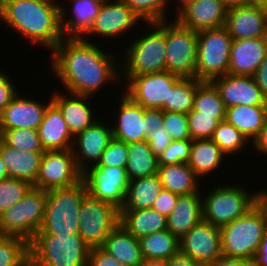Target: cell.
I'll list each match as a JSON object with an SVG mask.
<instances>
[{"instance_id":"obj_1","label":"cell","mask_w":267,"mask_h":266,"mask_svg":"<svg viewBox=\"0 0 267 266\" xmlns=\"http://www.w3.org/2000/svg\"><path fill=\"white\" fill-rule=\"evenodd\" d=\"M50 53L52 72L67 93L92 97L109 82L120 81L116 55L89 38L64 37Z\"/></svg>"},{"instance_id":"obj_2","label":"cell","mask_w":267,"mask_h":266,"mask_svg":"<svg viewBox=\"0 0 267 266\" xmlns=\"http://www.w3.org/2000/svg\"><path fill=\"white\" fill-rule=\"evenodd\" d=\"M60 6L53 0H6L0 20L31 44L52 51L64 38Z\"/></svg>"},{"instance_id":"obj_3","label":"cell","mask_w":267,"mask_h":266,"mask_svg":"<svg viewBox=\"0 0 267 266\" xmlns=\"http://www.w3.org/2000/svg\"><path fill=\"white\" fill-rule=\"evenodd\" d=\"M150 25L144 36L131 41L122 58L120 72L124 78L166 71V20ZM152 28V29H151ZM123 67V69H122Z\"/></svg>"},{"instance_id":"obj_4","label":"cell","mask_w":267,"mask_h":266,"mask_svg":"<svg viewBox=\"0 0 267 266\" xmlns=\"http://www.w3.org/2000/svg\"><path fill=\"white\" fill-rule=\"evenodd\" d=\"M46 193L44 220L35 235L78 234L80 207L88 193L84 180L70 187L57 188Z\"/></svg>"},{"instance_id":"obj_5","label":"cell","mask_w":267,"mask_h":266,"mask_svg":"<svg viewBox=\"0 0 267 266\" xmlns=\"http://www.w3.org/2000/svg\"><path fill=\"white\" fill-rule=\"evenodd\" d=\"M90 248L79 234L35 235L30 266H87Z\"/></svg>"},{"instance_id":"obj_6","label":"cell","mask_w":267,"mask_h":266,"mask_svg":"<svg viewBox=\"0 0 267 266\" xmlns=\"http://www.w3.org/2000/svg\"><path fill=\"white\" fill-rule=\"evenodd\" d=\"M266 230L264 213L256 204L240 218L220 227L222 256L253 261Z\"/></svg>"},{"instance_id":"obj_7","label":"cell","mask_w":267,"mask_h":266,"mask_svg":"<svg viewBox=\"0 0 267 266\" xmlns=\"http://www.w3.org/2000/svg\"><path fill=\"white\" fill-rule=\"evenodd\" d=\"M46 202V191L32 187L0 215V237L18 238L30 245L43 223Z\"/></svg>"},{"instance_id":"obj_8","label":"cell","mask_w":267,"mask_h":266,"mask_svg":"<svg viewBox=\"0 0 267 266\" xmlns=\"http://www.w3.org/2000/svg\"><path fill=\"white\" fill-rule=\"evenodd\" d=\"M232 185H218L202 199L204 221L220 228L240 218L256 205L260 191L248 193L243 185Z\"/></svg>"},{"instance_id":"obj_9","label":"cell","mask_w":267,"mask_h":266,"mask_svg":"<svg viewBox=\"0 0 267 266\" xmlns=\"http://www.w3.org/2000/svg\"><path fill=\"white\" fill-rule=\"evenodd\" d=\"M232 41L224 26L197 32V80L211 81L228 74Z\"/></svg>"},{"instance_id":"obj_10","label":"cell","mask_w":267,"mask_h":266,"mask_svg":"<svg viewBox=\"0 0 267 266\" xmlns=\"http://www.w3.org/2000/svg\"><path fill=\"white\" fill-rule=\"evenodd\" d=\"M120 224V209L87 193L79 212L78 234L89 248L101 247Z\"/></svg>"},{"instance_id":"obj_11","label":"cell","mask_w":267,"mask_h":266,"mask_svg":"<svg viewBox=\"0 0 267 266\" xmlns=\"http://www.w3.org/2000/svg\"><path fill=\"white\" fill-rule=\"evenodd\" d=\"M197 32L166 20V71L181 78H195Z\"/></svg>"},{"instance_id":"obj_12","label":"cell","mask_w":267,"mask_h":266,"mask_svg":"<svg viewBox=\"0 0 267 266\" xmlns=\"http://www.w3.org/2000/svg\"><path fill=\"white\" fill-rule=\"evenodd\" d=\"M72 150L45 151L34 188L49 191L75 185L82 180Z\"/></svg>"},{"instance_id":"obj_13","label":"cell","mask_w":267,"mask_h":266,"mask_svg":"<svg viewBox=\"0 0 267 266\" xmlns=\"http://www.w3.org/2000/svg\"><path fill=\"white\" fill-rule=\"evenodd\" d=\"M82 179L92 197L121 209L130 183L124 167L93 165L83 172Z\"/></svg>"},{"instance_id":"obj_14","label":"cell","mask_w":267,"mask_h":266,"mask_svg":"<svg viewBox=\"0 0 267 266\" xmlns=\"http://www.w3.org/2000/svg\"><path fill=\"white\" fill-rule=\"evenodd\" d=\"M180 78L168 71L136 75L125 78L123 93L145 109H161L168 101L169 91Z\"/></svg>"},{"instance_id":"obj_15","label":"cell","mask_w":267,"mask_h":266,"mask_svg":"<svg viewBox=\"0 0 267 266\" xmlns=\"http://www.w3.org/2000/svg\"><path fill=\"white\" fill-rule=\"evenodd\" d=\"M140 18L131 10L123 0H109L103 2L99 14L95 17L89 30L81 37L101 36L104 38H117L125 35L131 29L140 26Z\"/></svg>"},{"instance_id":"obj_16","label":"cell","mask_w":267,"mask_h":266,"mask_svg":"<svg viewBox=\"0 0 267 266\" xmlns=\"http://www.w3.org/2000/svg\"><path fill=\"white\" fill-rule=\"evenodd\" d=\"M180 251L203 266H209L221 256L220 228L203 219L180 239Z\"/></svg>"},{"instance_id":"obj_17","label":"cell","mask_w":267,"mask_h":266,"mask_svg":"<svg viewBox=\"0 0 267 266\" xmlns=\"http://www.w3.org/2000/svg\"><path fill=\"white\" fill-rule=\"evenodd\" d=\"M109 126L104 122L101 123L99 119L74 136L71 150L77 167L82 173L90 166L97 165L113 138L112 129Z\"/></svg>"},{"instance_id":"obj_18","label":"cell","mask_w":267,"mask_h":266,"mask_svg":"<svg viewBox=\"0 0 267 266\" xmlns=\"http://www.w3.org/2000/svg\"><path fill=\"white\" fill-rule=\"evenodd\" d=\"M224 27L232 40L267 37V6L246 4L227 9Z\"/></svg>"},{"instance_id":"obj_19","label":"cell","mask_w":267,"mask_h":266,"mask_svg":"<svg viewBox=\"0 0 267 266\" xmlns=\"http://www.w3.org/2000/svg\"><path fill=\"white\" fill-rule=\"evenodd\" d=\"M226 108L238 105L267 106L253 76L226 74L211 80Z\"/></svg>"},{"instance_id":"obj_20","label":"cell","mask_w":267,"mask_h":266,"mask_svg":"<svg viewBox=\"0 0 267 266\" xmlns=\"http://www.w3.org/2000/svg\"><path fill=\"white\" fill-rule=\"evenodd\" d=\"M175 14L180 25L198 32L224 26L227 8L219 0H191Z\"/></svg>"},{"instance_id":"obj_21","label":"cell","mask_w":267,"mask_h":266,"mask_svg":"<svg viewBox=\"0 0 267 266\" xmlns=\"http://www.w3.org/2000/svg\"><path fill=\"white\" fill-rule=\"evenodd\" d=\"M41 103L38 100L22 97L17 93L0 113V129H36L43 120L47 106L52 102Z\"/></svg>"},{"instance_id":"obj_22","label":"cell","mask_w":267,"mask_h":266,"mask_svg":"<svg viewBox=\"0 0 267 266\" xmlns=\"http://www.w3.org/2000/svg\"><path fill=\"white\" fill-rule=\"evenodd\" d=\"M120 95L122 96L119 100L117 119L111 127L113 138L125 143L145 141L147 130L144 120V107L133 102L124 93Z\"/></svg>"},{"instance_id":"obj_23","label":"cell","mask_w":267,"mask_h":266,"mask_svg":"<svg viewBox=\"0 0 267 266\" xmlns=\"http://www.w3.org/2000/svg\"><path fill=\"white\" fill-rule=\"evenodd\" d=\"M267 54V37L233 40L228 74L253 76Z\"/></svg>"},{"instance_id":"obj_24","label":"cell","mask_w":267,"mask_h":266,"mask_svg":"<svg viewBox=\"0 0 267 266\" xmlns=\"http://www.w3.org/2000/svg\"><path fill=\"white\" fill-rule=\"evenodd\" d=\"M61 93V94H60ZM51 101L59 108L66 124L73 136L90 127L97 117L93 115L92 108L88 100L91 96L62 93L61 91L52 93ZM95 116V117H94Z\"/></svg>"},{"instance_id":"obj_25","label":"cell","mask_w":267,"mask_h":266,"mask_svg":"<svg viewBox=\"0 0 267 266\" xmlns=\"http://www.w3.org/2000/svg\"><path fill=\"white\" fill-rule=\"evenodd\" d=\"M44 151L69 150L74 136L71 134L59 108L51 102L38 128Z\"/></svg>"},{"instance_id":"obj_26","label":"cell","mask_w":267,"mask_h":266,"mask_svg":"<svg viewBox=\"0 0 267 266\" xmlns=\"http://www.w3.org/2000/svg\"><path fill=\"white\" fill-rule=\"evenodd\" d=\"M72 4L60 6L61 29L64 37H82L99 14L102 0H70ZM65 6V7H64ZM68 10L73 14L69 15ZM72 10V11H71ZM68 12V13H67ZM67 15V16H66ZM73 16V17H72ZM66 17V18H65Z\"/></svg>"},{"instance_id":"obj_27","label":"cell","mask_w":267,"mask_h":266,"mask_svg":"<svg viewBox=\"0 0 267 266\" xmlns=\"http://www.w3.org/2000/svg\"><path fill=\"white\" fill-rule=\"evenodd\" d=\"M200 193L179 195L174 209L167 217V230L179 239L203 219Z\"/></svg>"},{"instance_id":"obj_28","label":"cell","mask_w":267,"mask_h":266,"mask_svg":"<svg viewBox=\"0 0 267 266\" xmlns=\"http://www.w3.org/2000/svg\"><path fill=\"white\" fill-rule=\"evenodd\" d=\"M43 153L18 150L0 140V155L8 177L24 180L31 185L35 183L38 176Z\"/></svg>"},{"instance_id":"obj_29","label":"cell","mask_w":267,"mask_h":266,"mask_svg":"<svg viewBox=\"0 0 267 266\" xmlns=\"http://www.w3.org/2000/svg\"><path fill=\"white\" fill-rule=\"evenodd\" d=\"M101 248L125 266H141L144 261L139 239L120 224L110 232Z\"/></svg>"},{"instance_id":"obj_30","label":"cell","mask_w":267,"mask_h":266,"mask_svg":"<svg viewBox=\"0 0 267 266\" xmlns=\"http://www.w3.org/2000/svg\"><path fill=\"white\" fill-rule=\"evenodd\" d=\"M225 121L245 135L251 143L267 121V106L238 105L226 108Z\"/></svg>"},{"instance_id":"obj_31","label":"cell","mask_w":267,"mask_h":266,"mask_svg":"<svg viewBox=\"0 0 267 266\" xmlns=\"http://www.w3.org/2000/svg\"><path fill=\"white\" fill-rule=\"evenodd\" d=\"M120 225L135 238L167 230V217L152 208L120 210Z\"/></svg>"},{"instance_id":"obj_32","label":"cell","mask_w":267,"mask_h":266,"mask_svg":"<svg viewBox=\"0 0 267 266\" xmlns=\"http://www.w3.org/2000/svg\"><path fill=\"white\" fill-rule=\"evenodd\" d=\"M225 153L211 139L192 140L190 156L187 164L201 180L214 173L226 157ZM224 157V158H223Z\"/></svg>"},{"instance_id":"obj_33","label":"cell","mask_w":267,"mask_h":266,"mask_svg":"<svg viewBox=\"0 0 267 266\" xmlns=\"http://www.w3.org/2000/svg\"><path fill=\"white\" fill-rule=\"evenodd\" d=\"M157 175L163 189L178 195L200 191V179L187 163L158 165Z\"/></svg>"},{"instance_id":"obj_34","label":"cell","mask_w":267,"mask_h":266,"mask_svg":"<svg viewBox=\"0 0 267 266\" xmlns=\"http://www.w3.org/2000/svg\"><path fill=\"white\" fill-rule=\"evenodd\" d=\"M163 186L157 174L130 180L125 201L120 210L151 208Z\"/></svg>"},{"instance_id":"obj_35","label":"cell","mask_w":267,"mask_h":266,"mask_svg":"<svg viewBox=\"0 0 267 266\" xmlns=\"http://www.w3.org/2000/svg\"><path fill=\"white\" fill-rule=\"evenodd\" d=\"M126 171L130 180L157 174L158 158L153 154L146 141L130 142Z\"/></svg>"},{"instance_id":"obj_36","label":"cell","mask_w":267,"mask_h":266,"mask_svg":"<svg viewBox=\"0 0 267 266\" xmlns=\"http://www.w3.org/2000/svg\"><path fill=\"white\" fill-rule=\"evenodd\" d=\"M144 260H168L180 251V239L168 230L139 239Z\"/></svg>"},{"instance_id":"obj_37","label":"cell","mask_w":267,"mask_h":266,"mask_svg":"<svg viewBox=\"0 0 267 266\" xmlns=\"http://www.w3.org/2000/svg\"><path fill=\"white\" fill-rule=\"evenodd\" d=\"M193 110L198 111L199 115H214V118L220 122L225 121L226 107L217 88L211 81L196 79Z\"/></svg>"},{"instance_id":"obj_38","label":"cell","mask_w":267,"mask_h":266,"mask_svg":"<svg viewBox=\"0 0 267 266\" xmlns=\"http://www.w3.org/2000/svg\"><path fill=\"white\" fill-rule=\"evenodd\" d=\"M195 93L196 78H180L169 91L168 101L161 109L188 114L193 109Z\"/></svg>"},{"instance_id":"obj_39","label":"cell","mask_w":267,"mask_h":266,"mask_svg":"<svg viewBox=\"0 0 267 266\" xmlns=\"http://www.w3.org/2000/svg\"><path fill=\"white\" fill-rule=\"evenodd\" d=\"M218 147L229 157L232 154H237L246 147L250 141L248 138L239 132L233 125L222 121L218 127L213 131L210 138Z\"/></svg>"},{"instance_id":"obj_40","label":"cell","mask_w":267,"mask_h":266,"mask_svg":"<svg viewBox=\"0 0 267 266\" xmlns=\"http://www.w3.org/2000/svg\"><path fill=\"white\" fill-rule=\"evenodd\" d=\"M0 266H30L29 244L18 238L0 237Z\"/></svg>"},{"instance_id":"obj_41","label":"cell","mask_w":267,"mask_h":266,"mask_svg":"<svg viewBox=\"0 0 267 266\" xmlns=\"http://www.w3.org/2000/svg\"><path fill=\"white\" fill-rule=\"evenodd\" d=\"M1 140L8 146L22 151L45 152L36 129H0Z\"/></svg>"},{"instance_id":"obj_42","label":"cell","mask_w":267,"mask_h":266,"mask_svg":"<svg viewBox=\"0 0 267 266\" xmlns=\"http://www.w3.org/2000/svg\"><path fill=\"white\" fill-rule=\"evenodd\" d=\"M144 23L168 20L167 5L172 0H123ZM167 17V18H166Z\"/></svg>"},{"instance_id":"obj_43","label":"cell","mask_w":267,"mask_h":266,"mask_svg":"<svg viewBox=\"0 0 267 266\" xmlns=\"http://www.w3.org/2000/svg\"><path fill=\"white\" fill-rule=\"evenodd\" d=\"M33 186L20 179L6 178L0 181V215L20 201Z\"/></svg>"},{"instance_id":"obj_44","label":"cell","mask_w":267,"mask_h":266,"mask_svg":"<svg viewBox=\"0 0 267 266\" xmlns=\"http://www.w3.org/2000/svg\"><path fill=\"white\" fill-rule=\"evenodd\" d=\"M191 139H210L220 121L214 115H199L193 109L187 114Z\"/></svg>"},{"instance_id":"obj_45","label":"cell","mask_w":267,"mask_h":266,"mask_svg":"<svg viewBox=\"0 0 267 266\" xmlns=\"http://www.w3.org/2000/svg\"><path fill=\"white\" fill-rule=\"evenodd\" d=\"M163 126L172 141L191 139L187 114L164 111Z\"/></svg>"},{"instance_id":"obj_46","label":"cell","mask_w":267,"mask_h":266,"mask_svg":"<svg viewBox=\"0 0 267 266\" xmlns=\"http://www.w3.org/2000/svg\"><path fill=\"white\" fill-rule=\"evenodd\" d=\"M128 160L127 143L112 138L104 150L97 166L126 167Z\"/></svg>"},{"instance_id":"obj_47","label":"cell","mask_w":267,"mask_h":266,"mask_svg":"<svg viewBox=\"0 0 267 266\" xmlns=\"http://www.w3.org/2000/svg\"><path fill=\"white\" fill-rule=\"evenodd\" d=\"M191 146L192 139L172 141L158 157V165L187 163Z\"/></svg>"},{"instance_id":"obj_48","label":"cell","mask_w":267,"mask_h":266,"mask_svg":"<svg viewBox=\"0 0 267 266\" xmlns=\"http://www.w3.org/2000/svg\"><path fill=\"white\" fill-rule=\"evenodd\" d=\"M145 141L149 144L153 154L158 158L170 145L172 139L163 126L161 129H156L147 134Z\"/></svg>"},{"instance_id":"obj_49","label":"cell","mask_w":267,"mask_h":266,"mask_svg":"<svg viewBox=\"0 0 267 266\" xmlns=\"http://www.w3.org/2000/svg\"><path fill=\"white\" fill-rule=\"evenodd\" d=\"M178 198V194L172 193L166 189H162L151 208L157 211L159 214L168 217L174 209Z\"/></svg>"},{"instance_id":"obj_50","label":"cell","mask_w":267,"mask_h":266,"mask_svg":"<svg viewBox=\"0 0 267 266\" xmlns=\"http://www.w3.org/2000/svg\"><path fill=\"white\" fill-rule=\"evenodd\" d=\"M87 266H125L101 247L90 248Z\"/></svg>"},{"instance_id":"obj_51","label":"cell","mask_w":267,"mask_h":266,"mask_svg":"<svg viewBox=\"0 0 267 266\" xmlns=\"http://www.w3.org/2000/svg\"><path fill=\"white\" fill-rule=\"evenodd\" d=\"M0 69V113L19 92L10 77Z\"/></svg>"},{"instance_id":"obj_52","label":"cell","mask_w":267,"mask_h":266,"mask_svg":"<svg viewBox=\"0 0 267 266\" xmlns=\"http://www.w3.org/2000/svg\"><path fill=\"white\" fill-rule=\"evenodd\" d=\"M144 120L146 125L147 134L156 129L163 127L164 111L162 109H145Z\"/></svg>"},{"instance_id":"obj_53","label":"cell","mask_w":267,"mask_h":266,"mask_svg":"<svg viewBox=\"0 0 267 266\" xmlns=\"http://www.w3.org/2000/svg\"><path fill=\"white\" fill-rule=\"evenodd\" d=\"M253 77L262 93L267 97V54Z\"/></svg>"},{"instance_id":"obj_54","label":"cell","mask_w":267,"mask_h":266,"mask_svg":"<svg viewBox=\"0 0 267 266\" xmlns=\"http://www.w3.org/2000/svg\"><path fill=\"white\" fill-rule=\"evenodd\" d=\"M168 266H203L199 262L194 261L186 254L179 251L167 260Z\"/></svg>"},{"instance_id":"obj_55","label":"cell","mask_w":267,"mask_h":266,"mask_svg":"<svg viewBox=\"0 0 267 266\" xmlns=\"http://www.w3.org/2000/svg\"><path fill=\"white\" fill-rule=\"evenodd\" d=\"M209 266H253V261L244 258L221 256L216 262Z\"/></svg>"},{"instance_id":"obj_56","label":"cell","mask_w":267,"mask_h":266,"mask_svg":"<svg viewBox=\"0 0 267 266\" xmlns=\"http://www.w3.org/2000/svg\"><path fill=\"white\" fill-rule=\"evenodd\" d=\"M253 266H267V230L253 259Z\"/></svg>"},{"instance_id":"obj_57","label":"cell","mask_w":267,"mask_h":266,"mask_svg":"<svg viewBox=\"0 0 267 266\" xmlns=\"http://www.w3.org/2000/svg\"><path fill=\"white\" fill-rule=\"evenodd\" d=\"M253 148L259 153L267 155V121L261 130L260 135L253 141Z\"/></svg>"},{"instance_id":"obj_58","label":"cell","mask_w":267,"mask_h":266,"mask_svg":"<svg viewBox=\"0 0 267 266\" xmlns=\"http://www.w3.org/2000/svg\"><path fill=\"white\" fill-rule=\"evenodd\" d=\"M256 204L261 208L262 212L264 213L267 227V190H260Z\"/></svg>"},{"instance_id":"obj_59","label":"cell","mask_w":267,"mask_h":266,"mask_svg":"<svg viewBox=\"0 0 267 266\" xmlns=\"http://www.w3.org/2000/svg\"><path fill=\"white\" fill-rule=\"evenodd\" d=\"M227 9L248 4V0H219Z\"/></svg>"},{"instance_id":"obj_60","label":"cell","mask_w":267,"mask_h":266,"mask_svg":"<svg viewBox=\"0 0 267 266\" xmlns=\"http://www.w3.org/2000/svg\"><path fill=\"white\" fill-rule=\"evenodd\" d=\"M141 266H168L167 260H144Z\"/></svg>"},{"instance_id":"obj_61","label":"cell","mask_w":267,"mask_h":266,"mask_svg":"<svg viewBox=\"0 0 267 266\" xmlns=\"http://www.w3.org/2000/svg\"><path fill=\"white\" fill-rule=\"evenodd\" d=\"M6 178H9L8 172H7L6 166L4 164V161L2 160V157L0 155V181L4 180Z\"/></svg>"},{"instance_id":"obj_62","label":"cell","mask_w":267,"mask_h":266,"mask_svg":"<svg viewBox=\"0 0 267 266\" xmlns=\"http://www.w3.org/2000/svg\"><path fill=\"white\" fill-rule=\"evenodd\" d=\"M248 4L267 6V0H248Z\"/></svg>"},{"instance_id":"obj_63","label":"cell","mask_w":267,"mask_h":266,"mask_svg":"<svg viewBox=\"0 0 267 266\" xmlns=\"http://www.w3.org/2000/svg\"><path fill=\"white\" fill-rule=\"evenodd\" d=\"M6 0H0V17L2 16L5 9Z\"/></svg>"},{"instance_id":"obj_64","label":"cell","mask_w":267,"mask_h":266,"mask_svg":"<svg viewBox=\"0 0 267 266\" xmlns=\"http://www.w3.org/2000/svg\"><path fill=\"white\" fill-rule=\"evenodd\" d=\"M188 1H191V0H179L178 3H177L178 6L176 7L175 11H177L179 8H181Z\"/></svg>"}]
</instances>
